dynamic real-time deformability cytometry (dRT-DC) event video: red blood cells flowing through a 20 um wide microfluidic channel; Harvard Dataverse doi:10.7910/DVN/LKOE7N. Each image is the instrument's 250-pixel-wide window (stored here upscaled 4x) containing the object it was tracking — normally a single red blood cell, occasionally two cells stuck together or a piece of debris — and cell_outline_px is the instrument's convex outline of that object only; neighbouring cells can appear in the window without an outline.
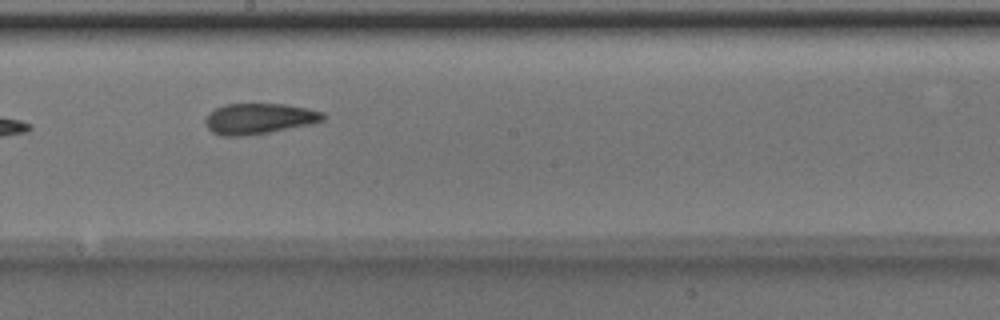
{"species": "Egyptian fruit bat (a non-hibernating species)", "species_latin": "Rousettus aegyptiacus", "temperature_condition": "room temperature", "stored_images_in_passage": 13, "camera_frame_rate_fps": 3000, "um_per_image_px": 0.085, "animal": {"sex": "male"}, "frame": {"image": 1, "passage_image": 8, "time_ms": 2.333, "image_size_px": [1000, 320], "cell_outline_px": [[324, 120], [312, 124], [268, 132], [240, 136], [224, 136], [212, 132], [208, 128], [204, 120], [208, 112], [224, 104], [284, 104], [308, 108], [324, 112]], "centroid_in_image_um": [22.01, 10.07], "position_along_channel_um": 226.2, "area_um2": 21.04}}
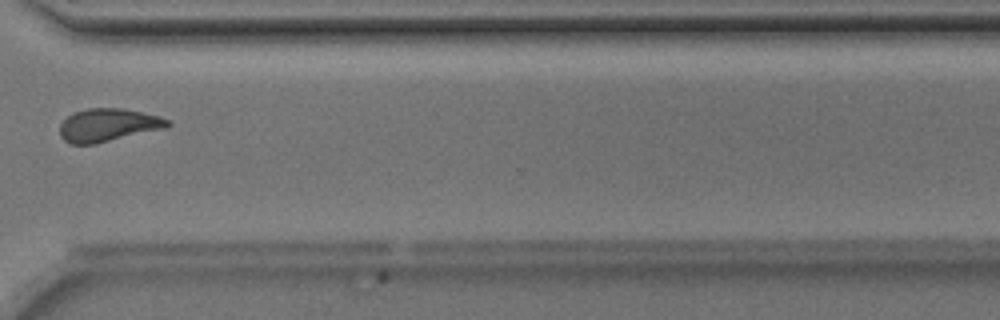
{"frame": {"image": 2, "passage_image": 11, "time_ms": 3.333, "image_size_px": [1000, 320], "cell_outline_px": [[172, 124], [168, 128], [96, 144], [68, 144], [60, 136], [60, 124], [72, 112], [88, 108], [120, 108], [160, 116], [168, 120]], "centroid_in_image_um": [9.19, 10.64], "position_along_channel_um": 361.4, "area_um2": 20.98}}
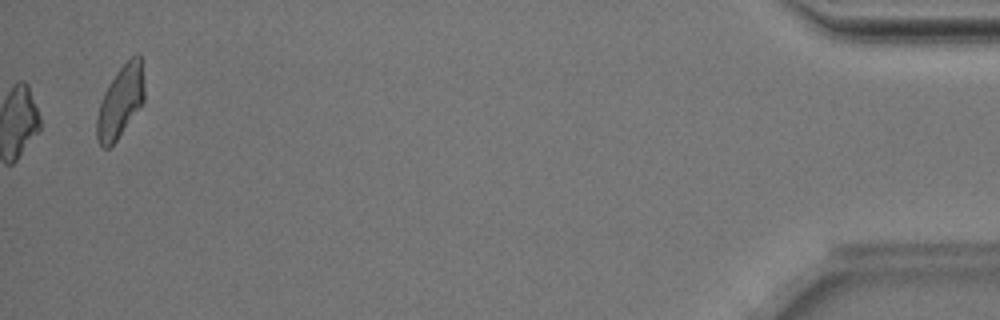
{"frame": {"image": 3, "passage_image": 13, "time_ms": 4.0, "image_size_px": [1000, 320], "cell_outline_px": [[144, 100], [116, 140], [108, 148], [104, 148], [100, 144], [96, 136], [96, 120], [100, 104], [104, 92], [116, 72], [132, 56], [140, 56], [144, 88]], "centroid_in_image_um": [10.21, 8.65], "position_along_channel_um": 425.0, "area_um2": 19.25}}